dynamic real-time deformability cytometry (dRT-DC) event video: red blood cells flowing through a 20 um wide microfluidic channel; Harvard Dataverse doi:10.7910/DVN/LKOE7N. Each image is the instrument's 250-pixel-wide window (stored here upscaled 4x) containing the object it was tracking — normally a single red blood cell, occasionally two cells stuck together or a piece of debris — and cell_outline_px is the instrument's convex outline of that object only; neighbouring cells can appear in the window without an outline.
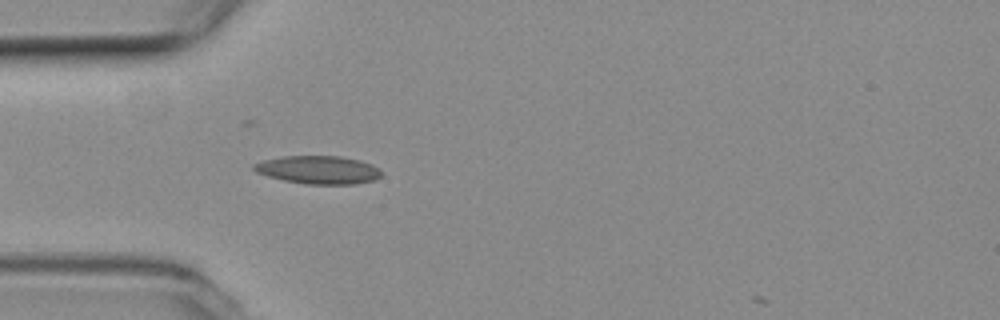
{"species": "common noctule bat (a hibernating species)", "species_latin": "Nyctalus noctula", "temperature_condition": "room temperature", "stored_images_in_passage": 6, "camera_frame_rate_fps": 3000, "um_per_image_px": 0.085, "animal": {"sex": "female", "body_mass_g": 19.3, "forearm_length_mm": 54.1}, "frame": {"image": 1, "passage_image": 5, "time_ms": 1.333, "image_size_px": [1000, 320], "cell_outline_px": [[384, 172], [380, 176], [372, 180], [356, 184], [304, 184], [284, 180], [268, 176], [256, 172], [252, 168], [252, 164], [264, 160], [284, 156], [340, 156], [360, 160], [372, 164], [380, 168]], "centroid_in_image_um": [27.08, 14.43], "position_along_channel_um": 57.9, "area_um2": 20.98}}